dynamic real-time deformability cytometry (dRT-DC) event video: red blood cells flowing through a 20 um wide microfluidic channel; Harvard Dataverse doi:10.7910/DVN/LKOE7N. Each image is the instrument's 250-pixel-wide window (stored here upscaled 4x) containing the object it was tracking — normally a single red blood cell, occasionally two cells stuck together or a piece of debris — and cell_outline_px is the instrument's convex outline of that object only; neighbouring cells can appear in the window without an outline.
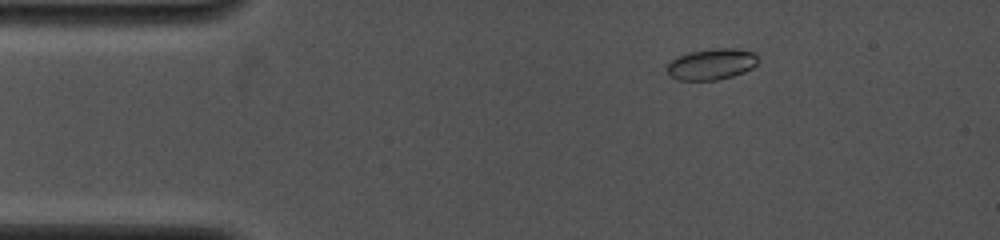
{"species": "common noctule bat (a hibernating species)", "species_latin": "Nyctalus noctula", "temperature_condition": "cold", "stored_images_in_passage": 4, "camera_frame_rate_fps": 4000, "um_per_image_px": 0.085, "animal": {"sex": "female", "body_mass_g": 19.0, "forearm_length_mm": 53.3}, "frame": {"image": 1, "passage_image": 1, "time_ms": 0.0, "image_size_px": [1000, 240], "cell_outline_px": [[756, 64], [752, 68], [744, 72], [732, 76], [716, 80], [676, 80], [668, 72], [668, 64], [676, 56], [688, 52], [712, 48], [736, 48], [756, 52]], "centroid_in_image_um": [60.48, 5.44], "position_along_channel_um": 24.5, "area_um2": 16.53}}